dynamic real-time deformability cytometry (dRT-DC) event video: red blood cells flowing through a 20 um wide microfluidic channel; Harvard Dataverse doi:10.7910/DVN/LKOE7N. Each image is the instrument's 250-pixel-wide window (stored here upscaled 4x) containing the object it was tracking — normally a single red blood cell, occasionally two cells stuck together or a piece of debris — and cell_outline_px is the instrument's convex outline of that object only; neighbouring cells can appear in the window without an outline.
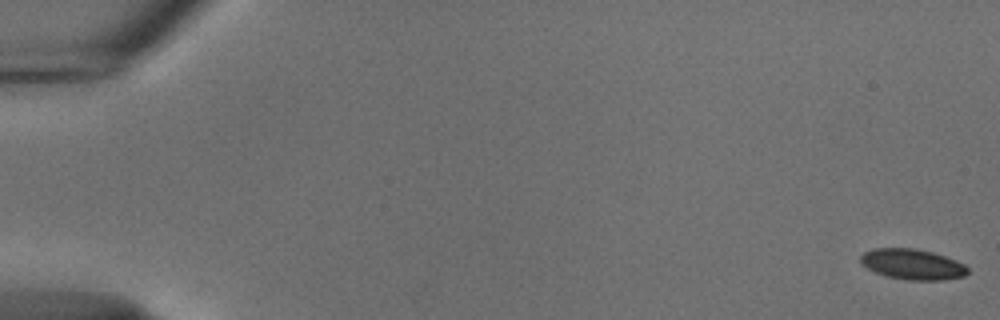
{"species": "common noctule bat (a hibernating species)", "species_latin": "Nyctalus noctula", "temperature_condition": "cold", "stored_images_in_passage": 55, "camera_frame_rate_fps": 3000, "um_per_image_px": 0.085, "animal": {"sex": "male", "body_mass_g": 18.8}, "frame": {"image": 1, "passage_image": 1, "time_ms": 0.0, "image_size_px": [1000, 320], "cell_outline_px": [[968, 272], [964, 276], [944, 280], [908, 280], [884, 276], [860, 264], [860, 256], [864, 252], [872, 248], [912, 248], [932, 252], [956, 260], [964, 264], [968, 268]], "centroid_in_image_um": [77.54, 22.46], "position_along_channel_um": 7.5, "area_um2": 19.13}}
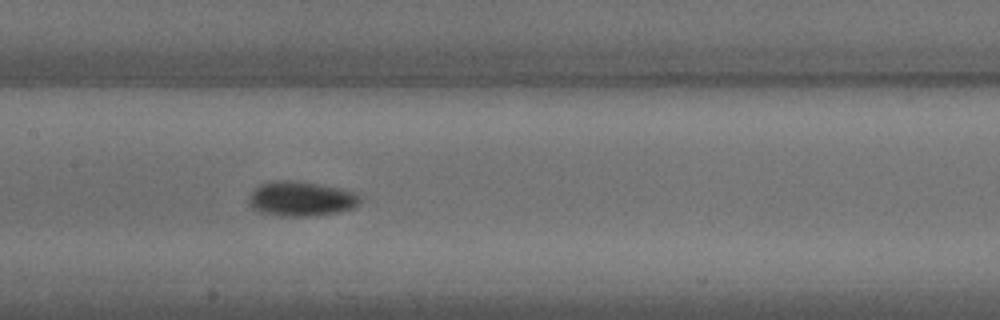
{"frame": {"image": 2, "passage_image": 28, "time_ms": 9.0, "image_size_px": [1000, 320], "cell_outline_px": [[360, 204], [352, 208], [340, 212], [308, 216], [276, 216], [260, 212], [252, 208], [248, 204], [248, 196], [260, 184], [272, 180], [292, 180], [316, 184], [356, 192], [360, 196]], "centroid_in_image_um": [25.55, 16.9], "position_along_channel_um": 181.8, "area_um2": 22.6}}
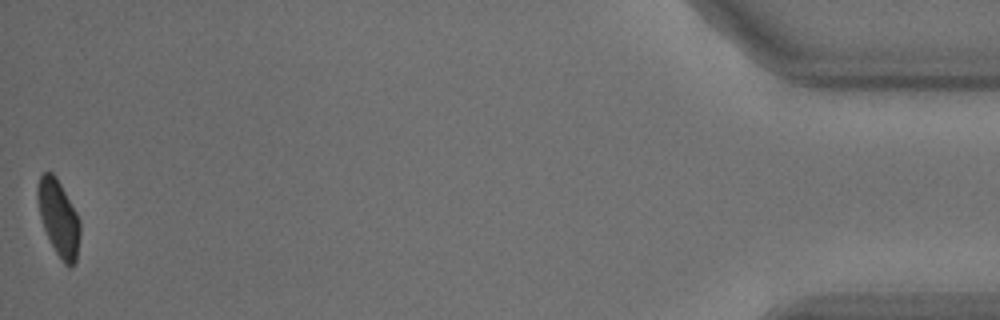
{"frame": {"image": 3, "passage_image": 55, "time_ms": 18.0, "image_size_px": [1000, 320], "cell_outline_px": [[80, 236], [76, 264], [72, 268], [68, 268], [64, 264], [56, 252], [44, 228], [40, 216], [36, 196], [36, 188], [40, 176], [44, 172], [52, 172], [56, 176], [76, 212], [80, 220]], "centroid_in_image_um": [4.99, 18.55], "position_along_channel_um": 430.2, "area_um2": 18.9}, "authors_computed_cell_mechanics": {"area_um2": 20.1144, "velocity_mm_per_s": 3.7303, "shape_relaxation_time_tau1_ms": 2.5802, "shape_relaxation_time_tau2_ms": 4.7161, "deformation_change_tau1": 0.0969, "deformation_change_tau2": 0.0566}}